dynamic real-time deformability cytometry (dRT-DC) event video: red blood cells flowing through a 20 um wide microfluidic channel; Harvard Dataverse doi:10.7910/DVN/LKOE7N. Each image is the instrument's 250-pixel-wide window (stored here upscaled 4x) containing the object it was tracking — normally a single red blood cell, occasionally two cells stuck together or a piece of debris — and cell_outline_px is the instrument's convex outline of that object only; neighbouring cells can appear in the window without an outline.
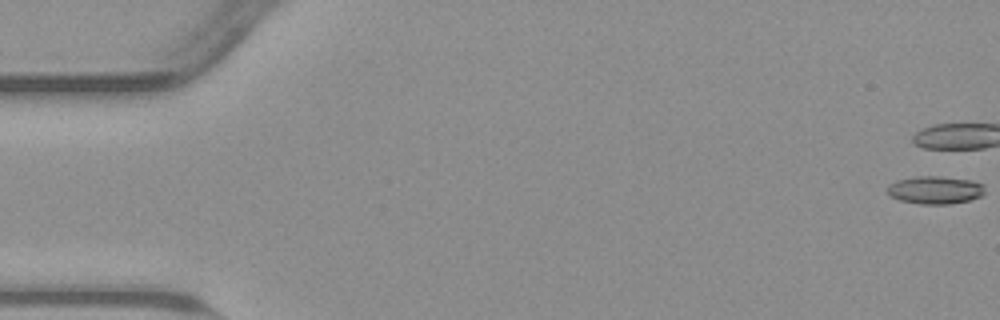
{"species": "common noctule bat (a hibernating species)", "species_latin": "Nyctalus noctula", "temperature_condition": "warm", "stored_images_in_passage": 7, "camera_frame_rate_fps": 3000, "um_per_image_px": 0.085, "animal": {"sex": "male", "body_mass_g": 23.1, "forearm_length_mm": 52.7}, "frame": {"image": 1, "passage_image": 1, "time_ms": 0.0, "image_size_px": [1000, 320], "cell_outline_px": [[984, 192], [980, 196], [968, 200], [948, 204], [920, 204], [900, 200], [892, 196], [888, 192], [888, 184], [896, 180], [916, 176], [940, 176], [972, 180], [984, 184]], "centroid_in_image_um": [79.49, 16.13], "position_along_channel_um": 5.5, "area_um2": 15.78}}